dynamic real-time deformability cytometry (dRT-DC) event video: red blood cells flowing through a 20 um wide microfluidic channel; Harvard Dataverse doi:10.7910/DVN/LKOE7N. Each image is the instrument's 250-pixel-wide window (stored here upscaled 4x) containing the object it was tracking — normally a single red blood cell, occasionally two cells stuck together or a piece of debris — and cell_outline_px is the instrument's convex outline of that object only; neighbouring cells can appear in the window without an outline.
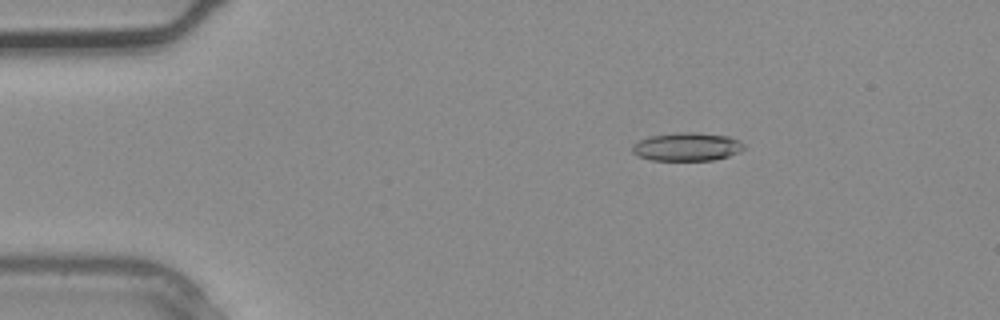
{"species": "common noctule bat (a hibernating species)", "species_latin": "Nyctalus noctula", "temperature_condition": "warm", "stored_images_in_passage": 3, "camera_frame_rate_fps": 3000, "um_per_image_px": 0.085, "animal": {"sex": "male", "body_mass_g": 20.4}, "frame": {"image": 1, "passage_image": 1, "time_ms": 0.0, "image_size_px": [1000, 320], "cell_outline_px": [[744, 148], [740, 152], [728, 156], [712, 160], [652, 160], [636, 156], [632, 152], [632, 144], [648, 136], [676, 132], [696, 132], [728, 136], [740, 140], [744, 144]], "centroid_in_image_um": [58.37, 12.47], "position_along_channel_um": 26.6, "area_um2": 18.61}}